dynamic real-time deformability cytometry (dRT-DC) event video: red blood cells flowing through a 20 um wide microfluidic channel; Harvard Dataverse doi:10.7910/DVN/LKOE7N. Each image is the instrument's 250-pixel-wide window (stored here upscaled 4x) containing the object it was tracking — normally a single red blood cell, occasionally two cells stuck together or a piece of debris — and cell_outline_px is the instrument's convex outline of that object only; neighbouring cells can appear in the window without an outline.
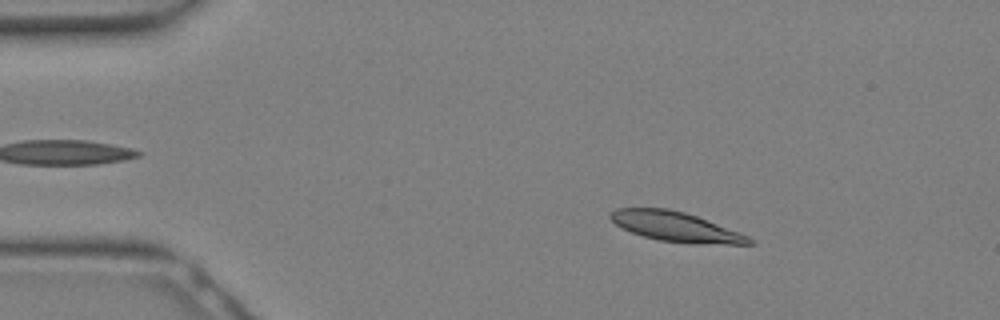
{"species": "Egyptian fruit bat (a non-hibernating species)", "species_latin": "Rousettus aegyptiacus", "temperature_condition": "warm", "stored_images_in_passage": 12, "camera_frame_rate_fps": 3000, "um_per_image_px": 0.085, "animal": {"sex": "female"}, "frame": {"image": 1, "passage_image": 4, "time_ms": 1.0, "image_size_px": [1000, 320], "cell_outline_px": [[756, 244], [692, 244], [660, 240], [644, 236], [632, 232], [616, 224], [608, 216], [616, 208], [668, 208], [684, 212], [696, 216], [740, 232], [748, 236]], "centroid_in_image_um": [57.47, 19.27], "position_along_channel_um": 27.5, "area_um2": 23.81}}
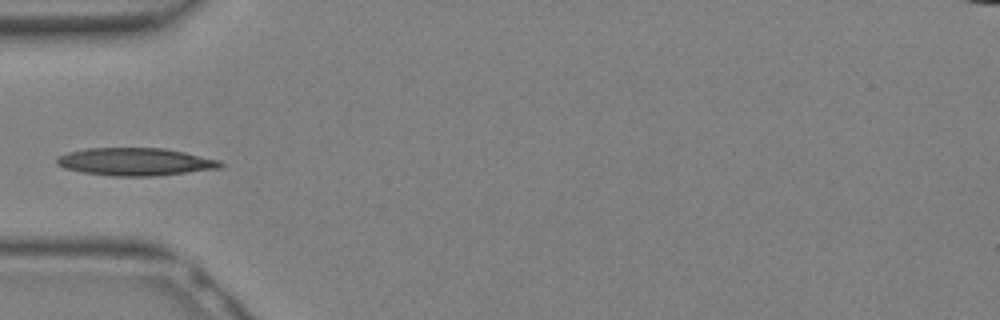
{"frame": {"image": 2, "passage_image": 9, "time_ms": 2.667, "image_size_px": [1000, 320], "cell_outline_px": [[224, 168], [156, 176], [112, 176], [84, 172], [64, 168], [56, 164], [56, 156], [68, 152], [88, 148], [164, 148], [184, 152], [220, 160], [224, 164]], "centroid_in_image_um": [11.53, 13.75], "position_along_channel_um": 73.5, "area_um2": 26.59}}
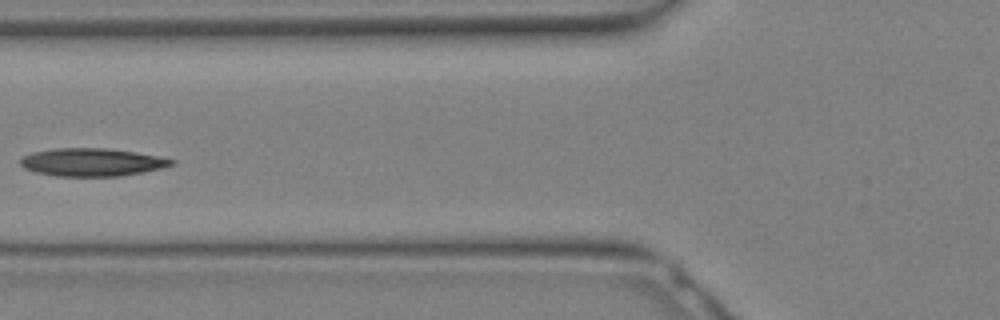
{"frame": {"image": 3, "passage_image": 11, "time_ms": 3.333, "image_size_px": [1000, 320], "cell_outline_px": [[176, 160], [172, 164], [160, 168], [140, 172], [116, 176], [56, 176], [36, 172], [24, 168], [20, 164], [20, 160], [24, 156], [32, 152], [52, 148], [108, 148], [136, 152]], "centroid_in_image_um": [7.76, 13.77], "position_along_channel_um": 118.0, "area_um2": 24.33}}